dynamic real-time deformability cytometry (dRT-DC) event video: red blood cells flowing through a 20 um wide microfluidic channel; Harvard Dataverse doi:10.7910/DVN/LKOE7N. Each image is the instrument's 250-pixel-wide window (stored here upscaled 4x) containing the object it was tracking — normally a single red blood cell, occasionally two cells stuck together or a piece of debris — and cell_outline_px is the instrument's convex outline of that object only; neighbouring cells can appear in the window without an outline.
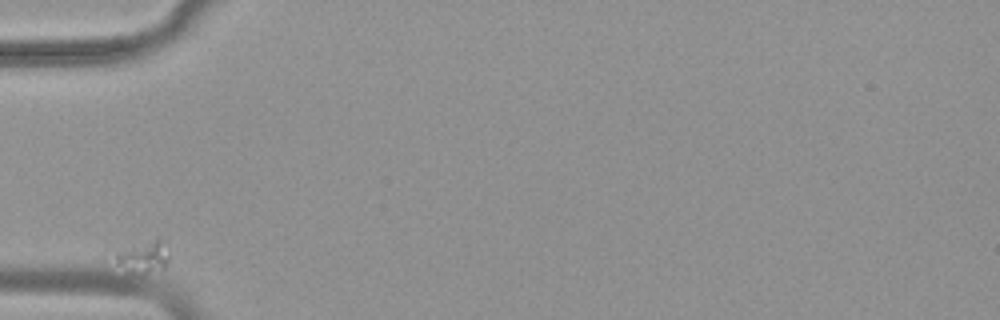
{"species": "common noctule bat (a hibernating species)", "species_latin": "Nyctalus noctula", "temperature_condition": "warm", "stored_images_in_passage": 8, "camera_frame_rate_fps": 3000, "um_per_image_px": 0.085, "animal": {"sex": "female", "body_mass_g": 19.9}, "frame": {"image": 1, "passage_image": 1, "time_ms": 0.0, "image_size_px": [1000, 320], "cell_outline_px": [[168, 260], [164, 268], [132, 276], [104, 256], [108, 248], [156, 236], [168, 240]], "centroid_in_image_um": [11.92, 21.72], "position_along_channel_um": 73.1, "area_um2": 12.48}}